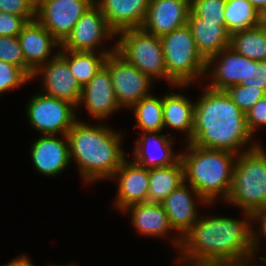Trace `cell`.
Instances as JSON below:
<instances>
[{"mask_svg": "<svg viewBox=\"0 0 266 266\" xmlns=\"http://www.w3.org/2000/svg\"><path fill=\"white\" fill-rule=\"evenodd\" d=\"M243 217L201 214L182 236L176 264L181 266H246L254 259L252 214ZM179 252V253H178Z\"/></svg>", "mask_w": 266, "mask_h": 266, "instance_id": "1", "label": "cell"}, {"mask_svg": "<svg viewBox=\"0 0 266 266\" xmlns=\"http://www.w3.org/2000/svg\"><path fill=\"white\" fill-rule=\"evenodd\" d=\"M202 92L194 102L193 132L188 142L237 155L261 143L248 129L246 114L224 90L206 86Z\"/></svg>", "mask_w": 266, "mask_h": 266, "instance_id": "2", "label": "cell"}, {"mask_svg": "<svg viewBox=\"0 0 266 266\" xmlns=\"http://www.w3.org/2000/svg\"><path fill=\"white\" fill-rule=\"evenodd\" d=\"M78 120L67 136L70 162H75L85 185L109 180L130 155L124 150V135L104 122Z\"/></svg>", "mask_w": 266, "mask_h": 266, "instance_id": "3", "label": "cell"}, {"mask_svg": "<svg viewBox=\"0 0 266 266\" xmlns=\"http://www.w3.org/2000/svg\"><path fill=\"white\" fill-rule=\"evenodd\" d=\"M182 148L185 182L208 204L213 205L219 199L225 202L231 190L237 154L203 148L191 142H187Z\"/></svg>", "mask_w": 266, "mask_h": 266, "instance_id": "4", "label": "cell"}, {"mask_svg": "<svg viewBox=\"0 0 266 266\" xmlns=\"http://www.w3.org/2000/svg\"><path fill=\"white\" fill-rule=\"evenodd\" d=\"M225 203L249 214L266 208V149L262 143L237 155Z\"/></svg>", "mask_w": 266, "mask_h": 266, "instance_id": "5", "label": "cell"}, {"mask_svg": "<svg viewBox=\"0 0 266 266\" xmlns=\"http://www.w3.org/2000/svg\"><path fill=\"white\" fill-rule=\"evenodd\" d=\"M167 69V84L184 88L204 83L207 61L197 50L188 24L160 37ZM203 79V80H202Z\"/></svg>", "mask_w": 266, "mask_h": 266, "instance_id": "6", "label": "cell"}, {"mask_svg": "<svg viewBox=\"0 0 266 266\" xmlns=\"http://www.w3.org/2000/svg\"><path fill=\"white\" fill-rule=\"evenodd\" d=\"M116 52L141 73L167 82V69L160 37L145 32L142 28L119 32ZM163 79V80H162Z\"/></svg>", "mask_w": 266, "mask_h": 266, "instance_id": "7", "label": "cell"}, {"mask_svg": "<svg viewBox=\"0 0 266 266\" xmlns=\"http://www.w3.org/2000/svg\"><path fill=\"white\" fill-rule=\"evenodd\" d=\"M26 118L40 135H67L78 120L76 107L39 91L27 100Z\"/></svg>", "mask_w": 266, "mask_h": 266, "instance_id": "8", "label": "cell"}, {"mask_svg": "<svg viewBox=\"0 0 266 266\" xmlns=\"http://www.w3.org/2000/svg\"><path fill=\"white\" fill-rule=\"evenodd\" d=\"M113 39L115 43L113 42L111 48H104L106 43ZM116 39L117 34L110 28L100 8L94 3L74 25L71 34L61 44V49L114 53L116 51Z\"/></svg>", "mask_w": 266, "mask_h": 266, "instance_id": "9", "label": "cell"}, {"mask_svg": "<svg viewBox=\"0 0 266 266\" xmlns=\"http://www.w3.org/2000/svg\"><path fill=\"white\" fill-rule=\"evenodd\" d=\"M104 65L109 69L114 94L122 109H130L141 99L152 95L154 81L116 51L107 56Z\"/></svg>", "mask_w": 266, "mask_h": 266, "instance_id": "10", "label": "cell"}, {"mask_svg": "<svg viewBox=\"0 0 266 266\" xmlns=\"http://www.w3.org/2000/svg\"><path fill=\"white\" fill-rule=\"evenodd\" d=\"M94 0H41L36 19L62 44Z\"/></svg>", "mask_w": 266, "mask_h": 266, "instance_id": "11", "label": "cell"}, {"mask_svg": "<svg viewBox=\"0 0 266 266\" xmlns=\"http://www.w3.org/2000/svg\"><path fill=\"white\" fill-rule=\"evenodd\" d=\"M41 78L44 94L73 104L76 108L81 98L82 88L72 74L66 59L58 53L39 67L31 81Z\"/></svg>", "mask_w": 266, "mask_h": 266, "instance_id": "12", "label": "cell"}, {"mask_svg": "<svg viewBox=\"0 0 266 266\" xmlns=\"http://www.w3.org/2000/svg\"><path fill=\"white\" fill-rule=\"evenodd\" d=\"M120 213L130 216L131 226L139 235L167 239L176 253L180 248L181 237L172 228L169 217L161 203L143 202L126 207ZM171 233V234H170ZM174 233V234H173Z\"/></svg>", "mask_w": 266, "mask_h": 266, "instance_id": "13", "label": "cell"}, {"mask_svg": "<svg viewBox=\"0 0 266 266\" xmlns=\"http://www.w3.org/2000/svg\"><path fill=\"white\" fill-rule=\"evenodd\" d=\"M30 146L34 170L45 177H58L70 168L69 143L66 135H39Z\"/></svg>", "mask_w": 266, "mask_h": 266, "instance_id": "14", "label": "cell"}, {"mask_svg": "<svg viewBox=\"0 0 266 266\" xmlns=\"http://www.w3.org/2000/svg\"><path fill=\"white\" fill-rule=\"evenodd\" d=\"M84 107L90 119L103 121L122 109L115 97L109 69L104 65L90 82L82 88L77 108Z\"/></svg>", "mask_w": 266, "mask_h": 266, "instance_id": "15", "label": "cell"}, {"mask_svg": "<svg viewBox=\"0 0 266 266\" xmlns=\"http://www.w3.org/2000/svg\"><path fill=\"white\" fill-rule=\"evenodd\" d=\"M127 158L109 179L116 182V198L112 202L113 210L119 212L126 207L148 202L149 169L134 163Z\"/></svg>", "mask_w": 266, "mask_h": 266, "instance_id": "16", "label": "cell"}, {"mask_svg": "<svg viewBox=\"0 0 266 266\" xmlns=\"http://www.w3.org/2000/svg\"><path fill=\"white\" fill-rule=\"evenodd\" d=\"M139 138L134 142L132 161L146 169L166 167L176 164L181 159V152L172 148L176 136L162 132H140ZM174 151V152H173Z\"/></svg>", "mask_w": 266, "mask_h": 266, "instance_id": "17", "label": "cell"}, {"mask_svg": "<svg viewBox=\"0 0 266 266\" xmlns=\"http://www.w3.org/2000/svg\"><path fill=\"white\" fill-rule=\"evenodd\" d=\"M249 58L238 54L229 46L207 61L204 84L214 90H226L247 79Z\"/></svg>", "mask_w": 266, "mask_h": 266, "instance_id": "18", "label": "cell"}, {"mask_svg": "<svg viewBox=\"0 0 266 266\" xmlns=\"http://www.w3.org/2000/svg\"><path fill=\"white\" fill-rule=\"evenodd\" d=\"M198 203L201 206H211V204H208L200 194L186 182L181 184L177 189H174L161 202L169 217L172 228L181 238L201 215L199 214L200 208L198 209Z\"/></svg>", "mask_w": 266, "mask_h": 266, "instance_id": "19", "label": "cell"}, {"mask_svg": "<svg viewBox=\"0 0 266 266\" xmlns=\"http://www.w3.org/2000/svg\"><path fill=\"white\" fill-rule=\"evenodd\" d=\"M18 41L25 63L33 72L56 56L61 49V44L37 19L28 21L23 26Z\"/></svg>", "mask_w": 266, "mask_h": 266, "instance_id": "20", "label": "cell"}, {"mask_svg": "<svg viewBox=\"0 0 266 266\" xmlns=\"http://www.w3.org/2000/svg\"><path fill=\"white\" fill-rule=\"evenodd\" d=\"M190 0H150L142 29L162 37L188 23Z\"/></svg>", "mask_w": 266, "mask_h": 266, "instance_id": "21", "label": "cell"}, {"mask_svg": "<svg viewBox=\"0 0 266 266\" xmlns=\"http://www.w3.org/2000/svg\"><path fill=\"white\" fill-rule=\"evenodd\" d=\"M149 2L150 0H94L116 34L127 29L141 28Z\"/></svg>", "mask_w": 266, "mask_h": 266, "instance_id": "22", "label": "cell"}, {"mask_svg": "<svg viewBox=\"0 0 266 266\" xmlns=\"http://www.w3.org/2000/svg\"><path fill=\"white\" fill-rule=\"evenodd\" d=\"M187 24L197 50L206 61L229 46L231 34L221 21L198 17L190 10Z\"/></svg>", "mask_w": 266, "mask_h": 266, "instance_id": "23", "label": "cell"}, {"mask_svg": "<svg viewBox=\"0 0 266 266\" xmlns=\"http://www.w3.org/2000/svg\"><path fill=\"white\" fill-rule=\"evenodd\" d=\"M182 92L170 91L162 95L163 124L170 132L177 131L184 135L187 143L193 132L194 102ZM173 129V131L171 130Z\"/></svg>", "mask_w": 266, "mask_h": 266, "instance_id": "24", "label": "cell"}, {"mask_svg": "<svg viewBox=\"0 0 266 266\" xmlns=\"http://www.w3.org/2000/svg\"><path fill=\"white\" fill-rule=\"evenodd\" d=\"M185 182L181 159L173 165L149 169L148 202L161 203Z\"/></svg>", "mask_w": 266, "mask_h": 266, "instance_id": "25", "label": "cell"}, {"mask_svg": "<svg viewBox=\"0 0 266 266\" xmlns=\"http://www.w3.org/2000/svg\"><path fill=\"white\" fill-rule=\"evenodd\" d=\"M59 53L66 59L68 66L77 82L84 88L97 72L104 66L109 54L102 52L67 51Z\"/></svg>", "mask_w": 266, "mask_h": 266, "instance_id": "26", "label": "cell"}, {"mask_svg": "<svg viewBox=\"0 0 266 266\" xmlns=\"http://www.w3.org/2000/svg\"><path fill=\"white\" fill-rule=\"evenodd\" d=\"M229 47L254 61H266V30L260 25L230 35Z\"/></svg>", "mask_w": 266, "mask_h": 266, "instance_id": "27", "label": "cell"}, {"mask_svg": "<svg viewBox=\"0 0 266 266\" xmlns=\"http://www.w3.org/2000/svg\"><path fill=\"white\" fill-rule=\"evenodd\" d=\"M130 110H133L135 127L140 132L164 131L162 96L157 97L153 93L134 104Z\"/></svg>", "mask_w": 266, "mask_h": 266, "instance_id": "28", "label": "cell"}, {"mask_svg": "<svg viewBox=\"0 0 266 266\" xmlns=\"http://www.w3.org/2000/svg\"><path fill=\"white\" fill-rule=\"evenodd\" d=\"M259 16L248 0H226L224 18L230 34L259 25Z\"/></svg>", "mask_w": 266, "mask_h": 266, "instance_id": "29", "label": "cell"}, {"mask_svg": "<svg viewBox=\"0 0 266 266\" xmlns=\"http://www.w3.org/2000/svg\"><path fill=\"white\" fill-rule=\"evenodd\" d=\"M0 61L21 68L30 78L34 73L25 63L18 36H0Z\"/></svg>", "mask_w": 266, "mask_h": 266, "instance_id": "30", "label": "cell"}, {"mask_svg": "<svg viewBox=\"0 0 266 266\" xmlns=\"http://www.w3.org/2000/svg\"><path fill=\"white\" fill-rule=\"evenodd\" d=\"M225 92L244 114H246L260 98L266 95V92L260 88L254 89L250 86L241 84L230 86Z\"/></svg>", "mask_w": 266, "mask_h": 266, "instance_id": "31", "label": "cell"}, {"mask_svg": "<svg viewBox=\"0 0 266 266\" xmlns=\"http://www.w3.org/2000/svg\"><path fill=\"white\" fill-rule=\"evenodd\" d=\"M31 82V78L19 67L0 61V95Z\"/></svg>", "mask_w": 266, "mask_h": 266, "instance_id": "32", "label": "cell"}, {"mask_svg": "<svg viewBox=\"0 0 266 266\" xmlns=\"http://www.w3.org/2000/svg\"><path fill=\"white\" fill-rule=\"evenodd\" d=\"M226 0H190V10L198 17L221 21L225 25Z\"/></svg>", "mask_w": 266, "mask_h": 266, "instance_id": "33", "label": "cell"}, {"mask_svg": "<svg viewBox=\"0 0 266 266\" xmlns=\"http://www.w3.org/2000/svg\"><path fill=\"white\" fill-rule=\"evenodd\" d=\"M255 224L259 225L255 226ZM264 238L266 239V208L252 214V246L254 258H257V254L260 255V253H263L262 248L265 249V247H262L264 244L261 243H263Z\"/></svg>", "mask_w": 266, "mask_h": 266, "instance_id": "34", "label": "cell"}, {"mask_svg": "<svg viewBox=\"0 0 266 266\" xmlns=\"http://www.w3.org/2000/svg\"><path fill=\"white\" fill-rule=\"evenodd\" d=\"M0 12L22 16L27 22L36 19V9L26 0H0Z\"/></svg>", "mask_w": 266, "mask_h": 266, "instance_id": "35", "label": "cell"}, {"mask_svg": "<svg viewBox=\"0 0 266 266\" xmlns=\"http://www.w3.org/2000/svg\"><path fill=\"white\" fill-rule=\"evenodd\" d=\"M241 85L251 88H260L266 92V61H254L249 59V72L247 79Z\"/></svg>", "mask_w": 266, "mask_h": 266, "instance_id": "36", "label": "cell"}, {"mask_svg": "<svg viewBox=\"0 0 266 266\" xmlns=\"http://www.w3.org/2000/svg\"><path fill=\"white\" fill-rule=\"evenodd\" d=\"M246 120L248 129L255 138V132L261 127H266V95L246 113Z\"/></svg>", "mask_w": 266, "mask_h": 266, "instance_id": "37", "label": "cell"}, {"mask_svg": "<svg viewBox=\"0 0 266 266\" xmlns=\"http://www.w3.org/2000/svg\"><path fill=\"white\" fill-rule=\"evenodd\" d=\"M26 23L22 16L0 12V36H18Z\"/></svg>", "mask_w": 266, "mask_h": 266, "instance_id": "38", "label": "cell"}, {"mask_svg": "<svg viewBox=\"0 0 266 266\" xmlns=\"http://www.w3.org/2000/svg\"><path fill=\"white\" fill-rule=\"evenodd\" d=\"M3 266H35L33 261L31 262V258L26 254H21L11 259L10 262H7Z\"/></svg>", "mask_w": 266, "mask_h": 266, "instance_id": "39", "label": "cell"}, {"mask_svg": "<svg viewBox=\"0 0 266 266\" xmlns=\"http://www.w3.org/2000/svg\"><path fill=\"white\" fill-rule=\"evenodd\" d=\"M254 8L261 13L263 10L266 9V0H248Z\"/></svg>", "mask_w": 266, "mask_h": 266, "instance_id": "40", "label": "cell"}, {"mask_svg": "<svg viewBox=\"0 0 266 266\" xmlns=\"http://www.w3.org/2000/svg\"><path fill=\"white\" fill-rule=\"evenodd\" d=\"M259 25H260L264 30H266V9L263 10V11L260 13V16H259Z\"/></svg>", "mask_w": 266, "mask_h": 266, "instance_id": "41", "label": "cell"}, {"mask_svg": "<svg viewBox=\"0 0 266 266\" xmlns=\"http://www.w3.org/2000/svg\"><path fill=\"white\" fill-rule=\"evenodd\" d=\"M26 1L29 2L35 9L39 7V4L41 2V0H26Z\"/></svg>", "mask_w": 266, "mask_h": 266, "instance_id": "42", "label": "cell"}, {"mask_svg": "<svg viewBox=\"0 0 266 266\" xmlns=\"http://www.w3.org/2000/svg\"><path fill=\"white\" fill-rule=\"evenodd\" d=\"M265 250H266V249H265ZM258 258H259V259H258L259 262L262 263V264L265 263L264 266H266V253H265V256L263 255V256H260V257H258ZM262 264H261V266H263Z\"/></svg>", "mask_w": 266, "mask_h": 266, "instance_id": "43", "label": "cell"}, {"mask_svg": "<svg viewBox=\"0 0 266 266\" xmlns=\"http://www.w3.org/2000/svg\"><path fill=\"white\" fill-rule=\"evenodd\" d=\"M256 258H254V259H252V260H250L247 264H246V266H259V264H257V262H256ZM254 262V263H253Z\"/></svg>", "mask_w": 266, "mask_h": 266, "instance_id": "44", "label": "cell"}, {"mask_svg": "<svg viewBox=\"0 0 266 266\" xmlns=\"http://www.w3.org/2000/svg\"><path fill=\"white\" fill-rule=\"evenodd\" d=\"M49 266H76V264L74 265L73 263H69L68 265H60V264H52V265H49Z\"/></svg>", "mask_w": 266, "mask_h": 266, "instance_id": "45", "label": "cell"}]
</instances>
